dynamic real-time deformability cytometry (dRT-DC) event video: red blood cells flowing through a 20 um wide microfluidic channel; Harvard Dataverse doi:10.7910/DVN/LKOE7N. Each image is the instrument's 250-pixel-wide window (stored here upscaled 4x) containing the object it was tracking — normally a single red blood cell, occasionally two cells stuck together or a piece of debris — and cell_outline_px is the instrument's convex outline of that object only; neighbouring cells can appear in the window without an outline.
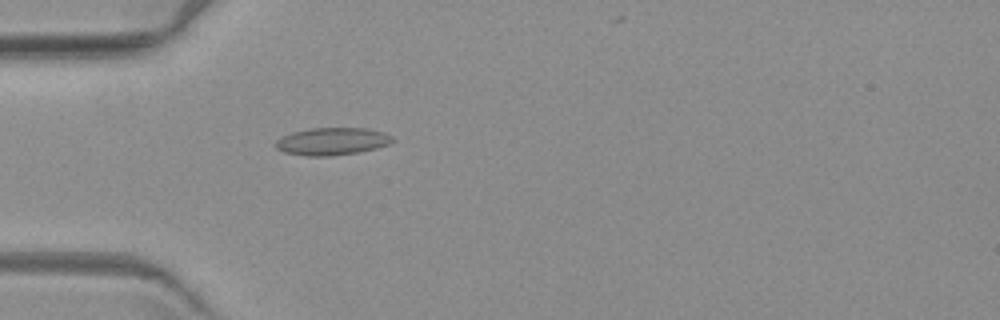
{"species": "common noctule bat (a hibernating species)", "species_latin": "Nyctalus noctula", "temperature_condition": "warm", "stored_images_in_passage": 5, "camera_frame_rate_fps": 3000, "um_per_image_px": 0.085, "animal": {"sex": "female", "body_mass_g": 19.3, "forearm_length_mm": 54.1}, "frame": {"image": 1, "passage_image": 5, "time_ms": 4.667, "image_size_px": [1000, 320], "cell_outline_px": [[392, 140], [388, 144], [376, 148], [356, 152], [328, 156], [308, 156], [284, 152], [276, 148], [276, 140], [292, 132], [312, 128], [364, 128], [384, 132], [392, 136]], "centroid_in_image_um": [28.21, 12.01], "position_along_channel_um": 56.8, "area_um2": 18.38}}